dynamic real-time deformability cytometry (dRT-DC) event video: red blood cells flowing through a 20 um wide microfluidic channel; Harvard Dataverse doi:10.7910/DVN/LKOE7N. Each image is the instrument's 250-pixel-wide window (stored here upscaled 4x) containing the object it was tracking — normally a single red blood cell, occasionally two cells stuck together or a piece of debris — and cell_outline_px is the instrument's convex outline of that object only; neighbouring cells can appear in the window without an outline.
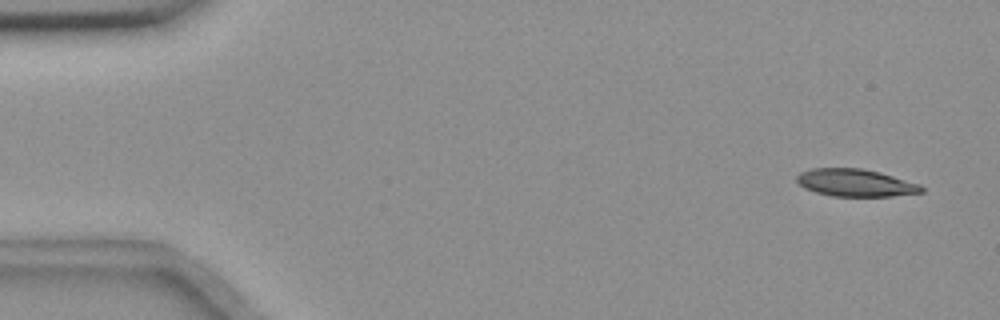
{"species": "common noctule bat (a hibernating species)", "species_latin": "Nyctalus noctula", "temperature_condition": "room temperature", "stored_images_in_passage": 55, "camera_frame_rate_fps": 3000, "um_per_image_px": 0.085, "animal": {"sex": "female", "body_mass_g": 18.4}, "frame": {"image": 1, "passage_image": 3, "time_ms": 0.667, "image_size_px": [1000, 320], "cell_outline_px": [[924, 192], [892, 196], [832, 196], [816, 192], [804, 188], [796, 180], [796, 176], [800, 172], [812, 168], [864, 168], [880, 172], [920, 184], [924, 188]], "centroid_in_image_um": [72.72, 15.53], "position_along_channel_um": 12.3, "area_um2": 20.0}}
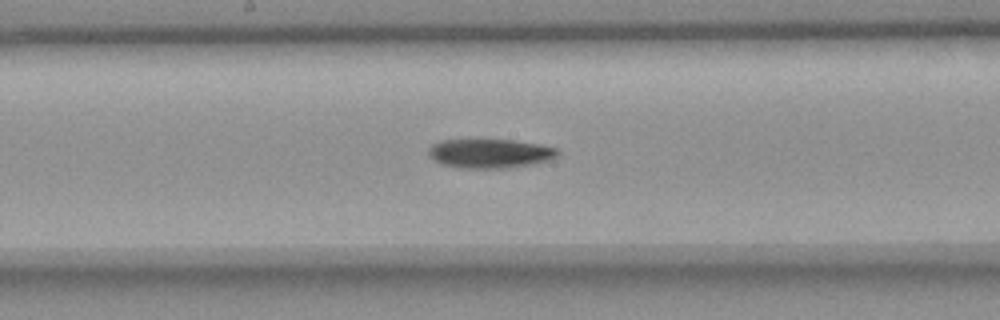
{"frame": {"image": 2, "passage_image": 29, "time_ms": 9.333, "image_size_px": [1000, 320], "cell_outline_px": [[560, 152], [556, 156], [548, 160], [532, 164], [508, 168], [460, 168], [444, 164], [428, 156], [428, 148], [432, 144], [440, 140], [512, 140], [536, 144], [556, 148]], "centroid_in_image_um": [41.62, 13.04], "position_along_channel_um": 206.6, "area_um2": 21.73}}
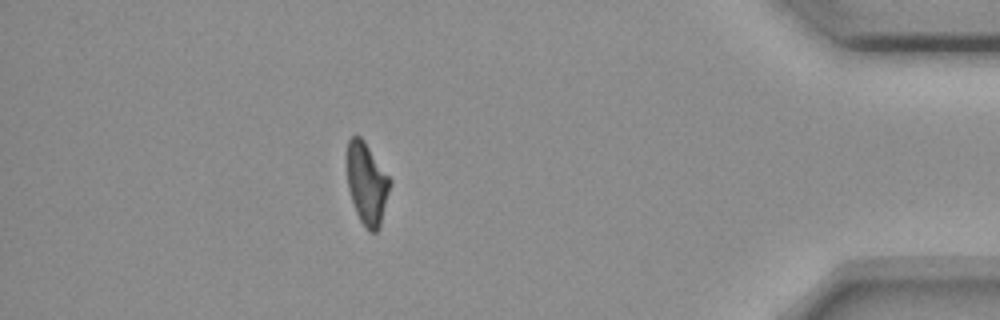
{"frame": {"image": 3, "passage_image": 49, "time_ms": 16.0, "image_size_px": [1000, 320], "cell_outline_px": [[392, 184], [380, 228], [376, 232], [368, 232], [364, 228], [356, 212], [348, 188], [348, 140], [352, 136], [360, 136], [364, 140], [392, 180]], "centroid_in_image_um": [31.23, 15.65], "position_along_channel_um": 404.0, "area_um2": 20.63}, "authors_computed_cell_mechanics": {"area_um2": 21.7906, "velocity_mm_per_s": 3.6438, "shape_relaxation_time_tau1_ms": 6.0589, "shape_relaxation_time_tau2_ms": null, "deformation_change_tau1": 0.185, "deformation_change_tau2": null}}